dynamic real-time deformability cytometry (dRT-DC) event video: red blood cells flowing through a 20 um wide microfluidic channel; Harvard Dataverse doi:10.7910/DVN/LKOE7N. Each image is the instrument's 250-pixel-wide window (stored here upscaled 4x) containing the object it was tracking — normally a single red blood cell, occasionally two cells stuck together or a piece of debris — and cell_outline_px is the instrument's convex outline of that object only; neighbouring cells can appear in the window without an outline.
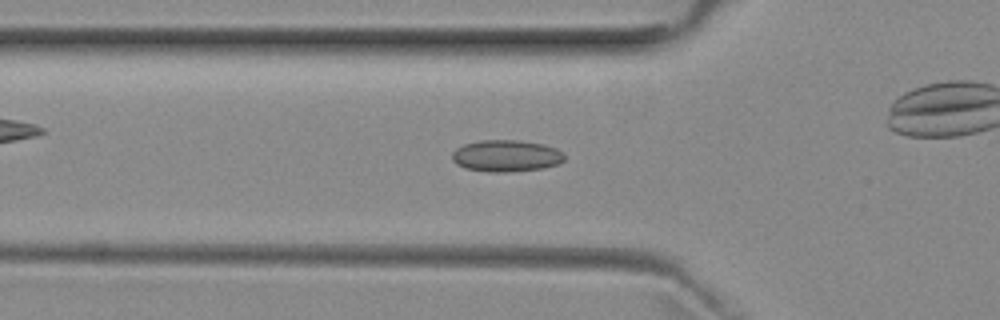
{"species": "common noctule bat (a hibernating species)", "species_latin": "Nyctalus noctula", "temperature_condition": "room temperature", "stored_images_in_passage": 52, "camera_frame_rate_fps": 3000, "um_per_image_px": 0.085, "animal": {"sex": "female", "body_mass_g": 29.2, "forearm_length_mm": 56.3}, "frame": {"image": 1, "passage_image": 17, "time_ms": 5.333, "image_size_px": [1000, 320], "cell_outline_px": [[564, 160], [556, 164], [544, 168], [504, 172], [488, 172], [464, 168], [456, 164], [452, 160], [452, 152], [456, 148], [464, 144], [480, 140], [520, 140], [544, 144], [556, 148], [564, 152]], "centroid_in_image_um": [43.01, 13.24], "position_along_channel_um": 82.8, "area_um2": 20.92}}
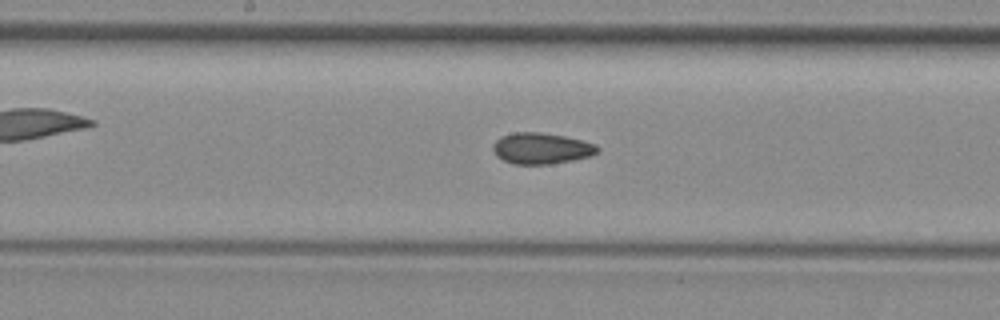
{"frame": {"image": 2, "passage_image": 26, "time_ms": 8.333, "image_size_px": [1000, 320], "cell_outline_px": [[600, 152], [592, 156], [552, 164], [512, 164], [496, 156], [492, 148], [492, 144], [500, 136], [512, 132], [540, 132], [564, 136], [596, 144], [600, 148]], "centroid_in_image_um": [46.01, 12.61], "position_along_channel_um": 202.2, "area_um2": 19.19}}
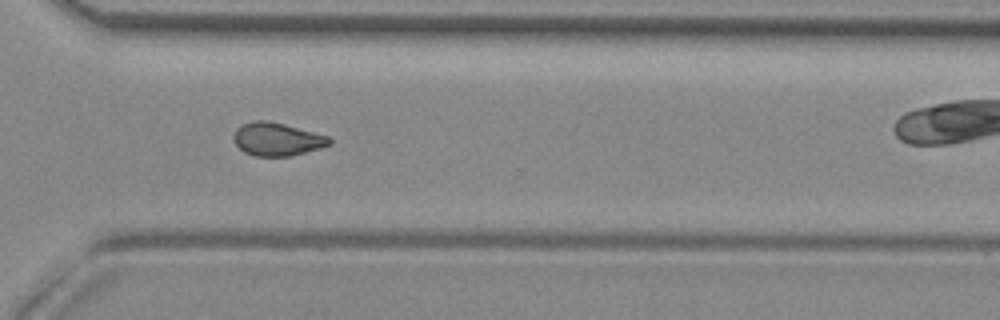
{"frame": {"image": 3, "passage_image": 37, "time_ms": 12.0, "image_size_px": [1000, 320], "cell_outline_px": [[332, 144], [320, 148], [292, 156], [252, 156], [244, 152], [232, 140], [232, 136], [236, 128], [240, 124], [256, 120], [264, 120], [284, 124], [328, 136], [332, 140]], "centroid_in_image_um": [23.52, 11.84], "position_along_channel_um": 347.1, "area_um2": 18.61}, "authors_computed_cell_mechanics": {"area_um2": 18.8428, "velocity_mm_per_s": 3.9551, "shape_relaxation_time_tau1_ms": null, "shape_relaxation_time_tau2_ms": 3.6413, "deformation_change_tau1": null, "deformation_change_tau2": 0.0871}}